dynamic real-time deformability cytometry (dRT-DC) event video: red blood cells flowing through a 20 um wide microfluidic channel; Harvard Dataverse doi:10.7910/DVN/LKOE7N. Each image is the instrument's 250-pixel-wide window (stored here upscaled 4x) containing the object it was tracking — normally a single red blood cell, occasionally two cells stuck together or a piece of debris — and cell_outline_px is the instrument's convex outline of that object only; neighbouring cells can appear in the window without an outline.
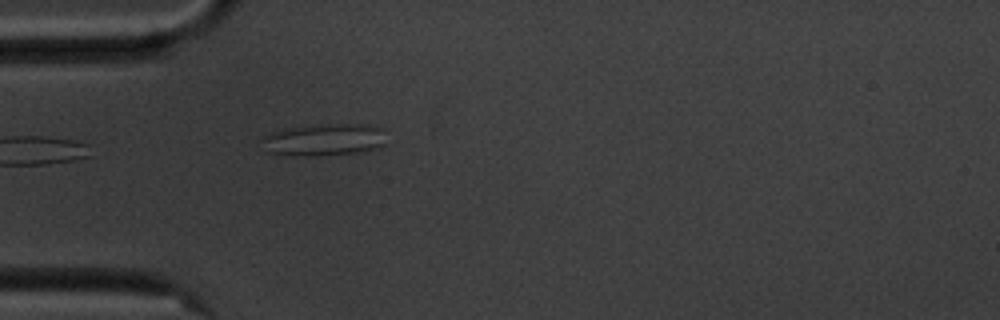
{"species": "common noctule bat (a hibernating species)", "species_latin": "Nyctalus noctula", "temperature_condition": "cold", "stored_images_in_passage": 41, "camera_frame_rate_fps": 3000, "um_per_image_px": 0.085, "animal": {"sex": "male", "body_mass_g": 20.1, "forearm_length_mm": 53.5}, "frame": {"image": 1, "passage_image": 1, "time_ms": 0.0, "image_size_px": [1000, 320], "cell_outline_px": [[384, 144], [376, 148], [356, 152], [316, 156], [304, 156], [264, 152], [260, 140], [264, 136], [272, 132], [284, 128], [320, 124], [360, 124], [380, 128]], "centroid_in_image_um": [27.43, 11.88], "position_along_channel_um": 57.6, "area_um2": 23.12}}
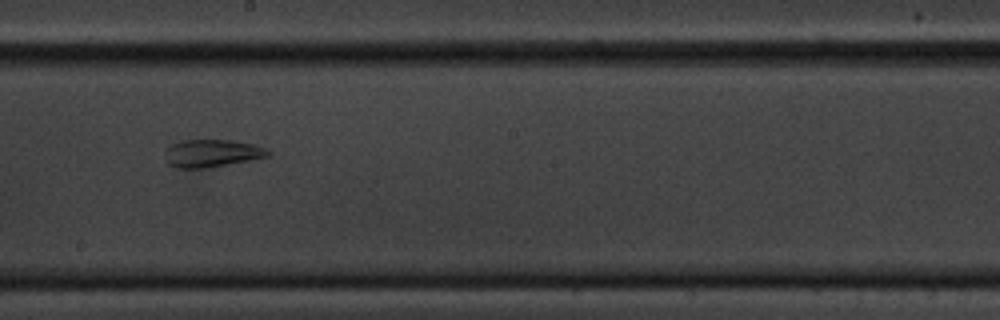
{"frame": {"image": 2, "passage_image": 16, "time_ms": 5.0, "image_size_px": [1000, 320], "cell_outline_px": [[272, 152], [268, 156], [248, 160], [204, 168], [176, 168], [168, 164], [164, 160], [168, 148], [172, 144], [180, 140], [232, 140], [256, 144]], "centroid_in_image_um": [17.99, 13.02], "position_along_channel_um": 230.2, "area_um2": 16.47}}
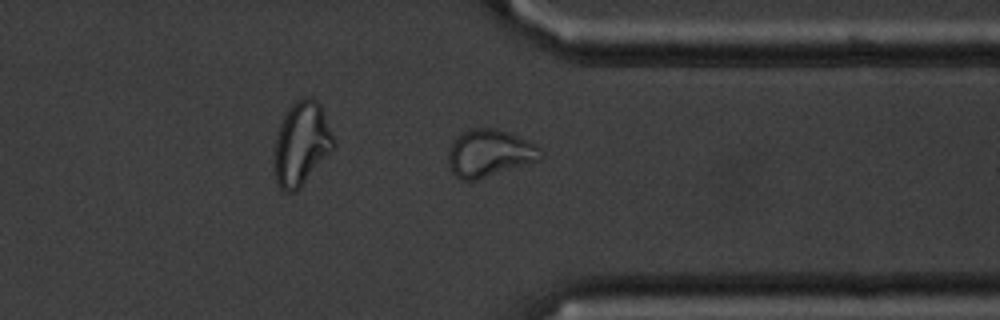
{"frame": {"image": 3, "passage_image": 28, "time_ms": 9.0, "image_size_px": [1000, 320], "cell_outline_px": [[544, 156], [540, 160], [476, 180], [460, 180], [452, 172], [448, 164], [448, 152], [452, 140], [456, 136], [472, 128], [496, 128], [508, 132], [528, 140], [540, 148], [544, 152]], "centroid_in_image_um": [41.6, 13.02], "position_along_channel_um": 369.8, "area_um2": 25.61}, "authors_computed_cell_mechanics": {"area_um2": 18.5538, "velocity_mm_per_s": 3.5327, "shape_relaxation_time_tau1_ms": null, "shape_relaxation_time_tau2_ms": 1.7193, "deformation_change_tau1": null, "deformation_change_tau2": 0.0898}}